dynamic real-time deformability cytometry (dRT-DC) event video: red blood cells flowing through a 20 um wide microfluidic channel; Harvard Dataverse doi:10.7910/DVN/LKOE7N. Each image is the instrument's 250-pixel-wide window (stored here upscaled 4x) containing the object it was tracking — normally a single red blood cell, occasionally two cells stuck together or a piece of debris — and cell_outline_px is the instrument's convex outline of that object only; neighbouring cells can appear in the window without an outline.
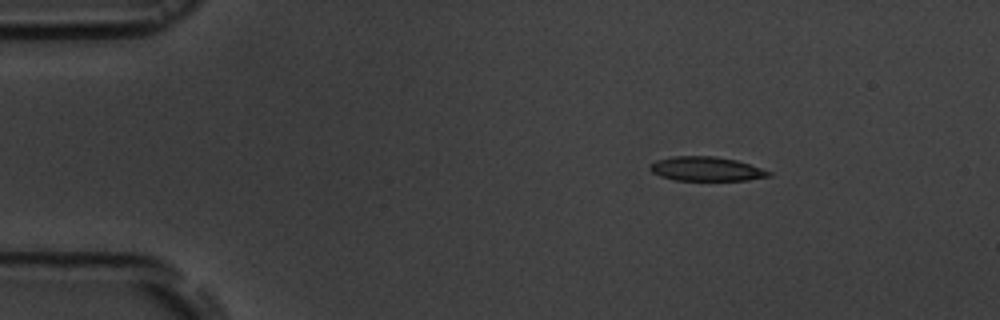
{"species": "common noctule bat (a hibernating species)", "species_latin": "Nyctalus noctula", "temperature_condition": "room temperature", "stored_images_in_passage": 6, "camera_frame_rate_fps": 3000, "um_per_image_px": 0.085, "animal": {"sex": "male", "body_mass_g": 19.5, "forearm_length_mm": 54.6}, "frame": {"image": 1, "passage_image": 2, "time_ms": 2.333, "image_size_px": [1000, 320], "cell_outline_px": [[772, 176], [748, 180], [676, 180], [660, 176], [652, 172], [648, 168], [648, 164], [656, 160], [672, 156], [716, 156], [736, 160], [772, 172]], "centroid_in_image_um": [60.0, 14.35], "position_along_channel_um": 25.0, "area_um2": 16.82}}
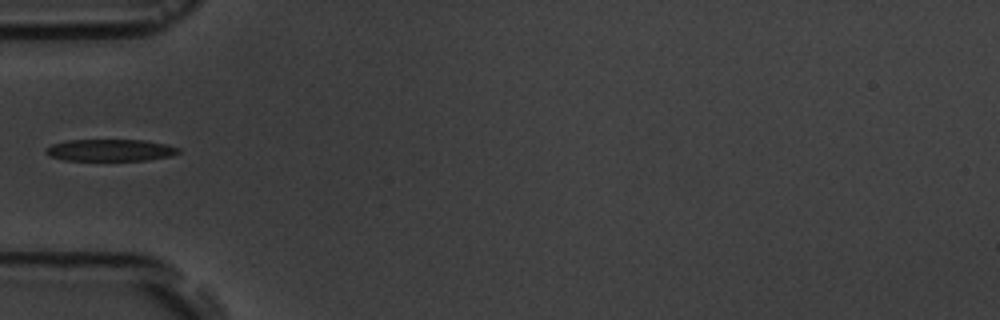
{"frame": {"image": 2, "passage_image": 5, "time_ms": 5.667, "image_size_px": [1000, 320], "cell_outline_px": [[180, 152], [172, 156], [148, 160], [64, 160], [48, 156], [44, 152], [44, 148], [52, 144], [64, 140], [144, 140], [168, 144], [180, 148]], "centroid_in_image_um": [9.36, 12.76], "position_along_channel_um": 75.6, "area_um2": 17.17}}
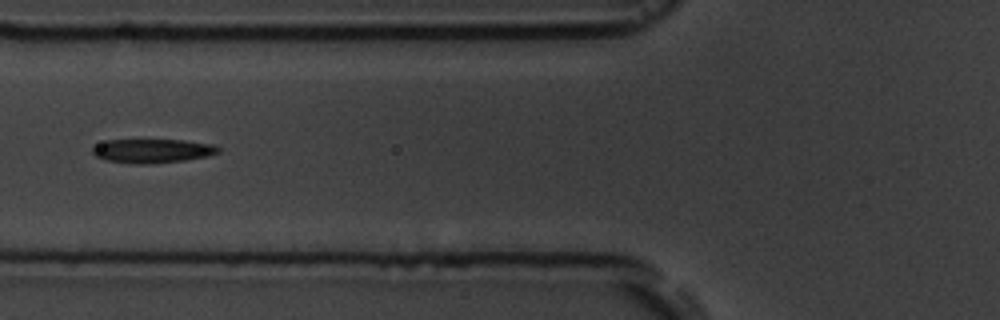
{"frame": {"image": 3, "passage_image": 6, "time_ms": 6.667, "image_size_px": [1000, 320], "cell_outline_px": [[220, 152], [208, 156], [184, 160], [148, 164], [136, 164], [104, 160], [96, 156], [92, 152], [92, 148], [104, 140], [184, 140], [212, 144], [220, 148]], "centroid_in_image_um": [12.95, 12.82], "position_along_channel_um": 112.9, "area_um2": 17.57}}